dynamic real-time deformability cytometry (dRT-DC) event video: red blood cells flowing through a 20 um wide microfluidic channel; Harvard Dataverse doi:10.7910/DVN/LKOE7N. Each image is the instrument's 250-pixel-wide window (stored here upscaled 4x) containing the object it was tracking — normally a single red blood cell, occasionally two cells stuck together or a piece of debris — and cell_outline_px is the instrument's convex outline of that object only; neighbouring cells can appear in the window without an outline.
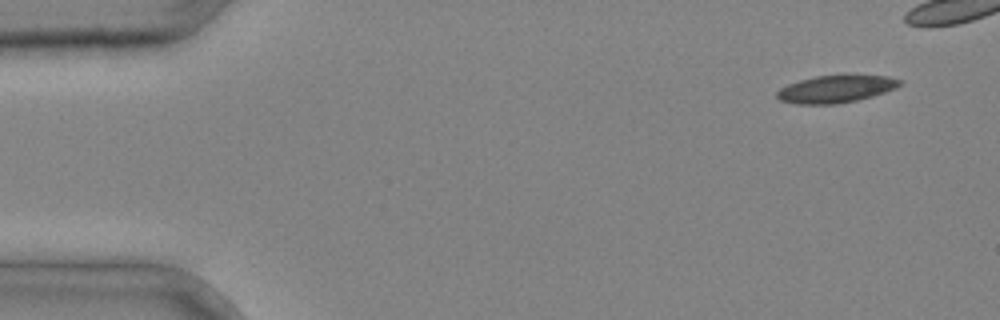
{"species": "common noctule bat (a hibernating species)", "species_latin": "Nyctalus noctula", "temperature_condition": "cold", "stored_images_in_passage": 5, "camera_frame_rate_fps": 3000, "um_per_image_px": 0.085, "animal": {"sex": "male", "body_mass_g": 20.4}, "frame": {"image": 1, "passage_image": 1, "time_ms": 0.0, "image_size_px": [1000, 320], "cell_outline_px": [[904, 84], [896, 88], [872, 96], [856, 100], [836, 104], [796, 104], [780, 100], [776, 96], [776, 92], [780, 88], [788, 84], [800, 80], [816, 76], [888, 76], [904, 80]], "centroid_in_image_um": [71.06, 7.57], "position_along_channel_um": 13.9, "area_um2": 19.42}}